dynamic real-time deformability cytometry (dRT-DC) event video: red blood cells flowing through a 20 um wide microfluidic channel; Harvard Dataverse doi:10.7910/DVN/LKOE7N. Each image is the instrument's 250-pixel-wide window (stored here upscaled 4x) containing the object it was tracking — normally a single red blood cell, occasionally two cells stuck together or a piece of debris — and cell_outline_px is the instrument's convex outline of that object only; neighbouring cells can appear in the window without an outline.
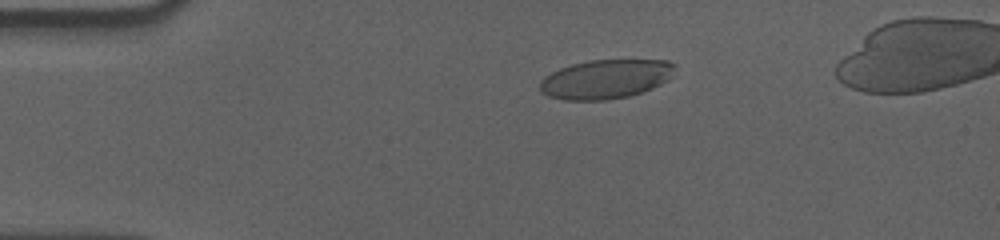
{"species": "human", "species_latin": "Homo sapiens", "temperature_condition": "cold", "stored_images_in_passage": 51, "camera_frame_rate_fps": 3000, "um_per_image_px": 0.085, "donor": {"sex": "male"}, "frame": {"image": 1, "passage_image": 6, "time_ms": 1.667, "image_size_px": [1000, 240], "cell_outline_px": [[676, 76], [652, 88], [628, 96], [604, 100], [564, 100], [548, 96], [540, 92], [540, 80], [544, 76], [560, 68], [572, 64], [588, 60], [668, 60], [676, 64]], "centroid_in_image_um": [51.52, 6.71], "position_along_channel_um": 33.5, "area_um2": 31.1}}
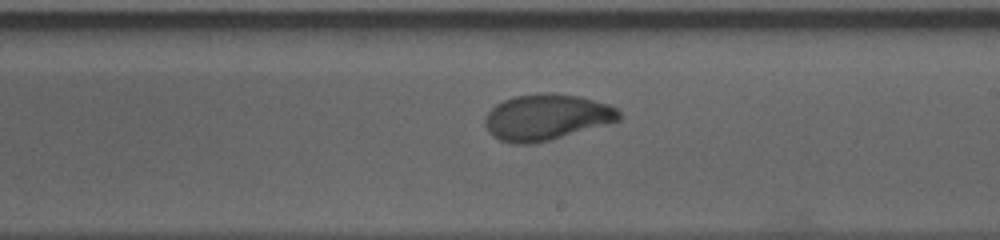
{"frame": {"image": 2, "passage_image": 28, "time_ms": 9.0, "image_size_px": [1000, 240], "cell_outline_px": [[620, 120], [536, 144], [512, 144], [500, 140], [492, 136], [488, 132], [484, 124], [484, 116], [496, 104], [512, 96], [540, 92], [552, 92], [580, 96], [608, 104], [616, 108], [620, 112]], "centroid_in_image_um": [46.4, 9.95], "position_along_channel_um": 242.6, "area_um2": 36.3}}
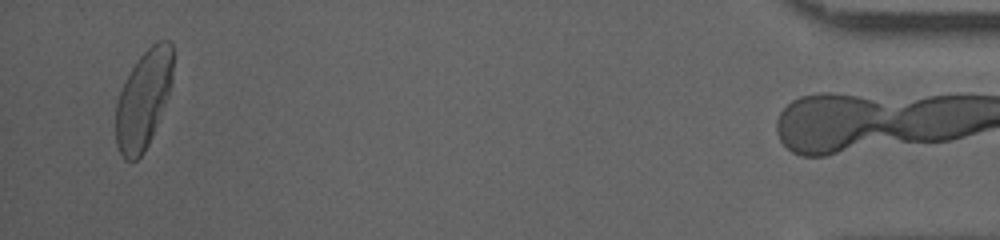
{"frame": {"image": 3, "passage_image": 50, "time_ms": 16.333, "image_size_px": [1000, 240], "cell_outline_px": [[172, 84], [152, 136], [144, 152], [136, 160], [124, 160], [116, 144], [116, 100], [124, 80], [136, 60], [156, 40], [168, 40], [172, 44]], "centroid_in_image_um": [12.17, 8.43], "position_along_channel_um": 423.0, "area_um2": 32.71}, "authors_computed_cell_mechanics": {"area_um2": 34.2176, "velocity_mm_per_s": 3.5472, "shape_relaxation_time_tau1_ms": 4.3057, "shape_relaxation_time_tau2_ms": 0.979, "deformation_change_tau1": 0.1766, "deformation_change_tau2": 0.0482}}